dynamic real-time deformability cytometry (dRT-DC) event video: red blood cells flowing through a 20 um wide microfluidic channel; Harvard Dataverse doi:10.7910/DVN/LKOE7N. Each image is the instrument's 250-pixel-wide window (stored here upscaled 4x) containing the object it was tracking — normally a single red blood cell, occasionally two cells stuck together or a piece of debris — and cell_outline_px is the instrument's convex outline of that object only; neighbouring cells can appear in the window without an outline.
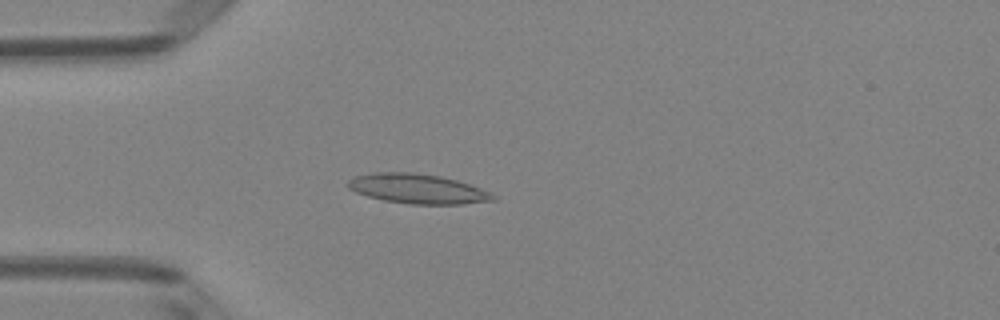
{"species": "Egyptian fruit bat (a non-hibernating species)", "species_latin": "Rousettus aegyptiacus", "temperature_condition": "room temperature", "stored_images_in_passage": 50, "camera_frame_rate_fps": 3000, "um_per_image_px": 0.085, "animal": {"sex": "female"}, "frame": {"image": 1, "passage_image": 14, "time_ms": 4.333, "image_size_px": [1000, 320], "cell_outline_px": [[496, 200], [464, 204], [408, 204], [384, 200], [368, 196], [356, 192], [348, 188], [344, 184], [348, 180], [356, 176], [372, 172], [412, 172], [440, 176], [456, 180], [492, 192], [496, 196]], "centroid_in_image_um": [35.49, 16.04], "position_along_channel_um": 49.5, "area_um2": 25.2}}
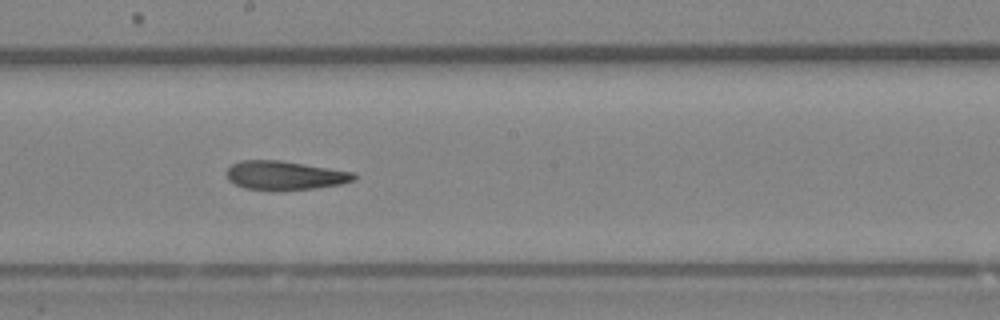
{"frame": {"image": 2, "passage_image": 28, "time_ms": 9.0, "image_size_px": [1000, 320], "cell_outline_px": [[356, 180], [340, 184], [316, 188], [244, 188], [228, 180], [224, 172], [232, 164], [240, 160], [280, 160], [356, 172]], "centroid_in_image_um": [24.22, 14.87], "position_along_channel_um": 224.0, "area_um2": 20.98}}
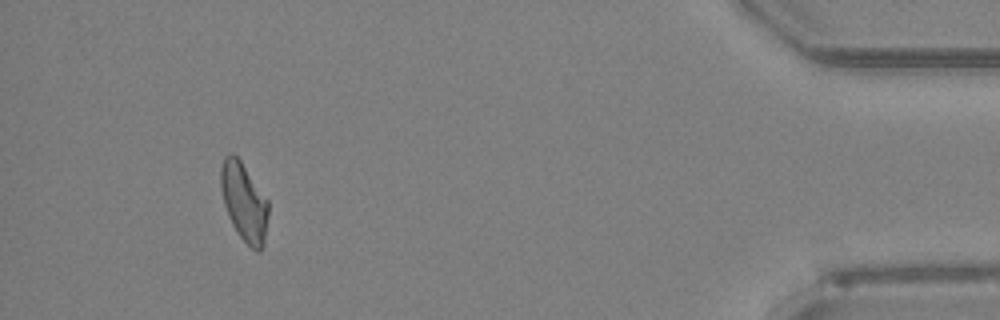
{"frame": {"image": 3, "passage_image": 47, "time_ms": 15.333, "image_size_px": [1000, 320], "cell_outline_px": [[268, 216], [264, 244], [260, 252], [256, 252], [240, 236], [232, 224], [228, 216], [224, 204], [220, 188], [220, 168], [224, 156], [228, 152], [232, 152], [240, 160], [268, 200]], "centroid_in_image_um": [20.73, 17.15], "position_along_channel_um": 414.5, "area_um2": 21.73}, "authors_computed_cell_mechanics": {"area_um2": 22.1663, "velocity_mm_per_s": 4.011, "shape_relaxation_time_tau1_ms": null, "shape_relaxation_time_tau2_ms": 2.6872, "deformation_change_tau1": null, "deformation_change_tau2": 0.1066}}